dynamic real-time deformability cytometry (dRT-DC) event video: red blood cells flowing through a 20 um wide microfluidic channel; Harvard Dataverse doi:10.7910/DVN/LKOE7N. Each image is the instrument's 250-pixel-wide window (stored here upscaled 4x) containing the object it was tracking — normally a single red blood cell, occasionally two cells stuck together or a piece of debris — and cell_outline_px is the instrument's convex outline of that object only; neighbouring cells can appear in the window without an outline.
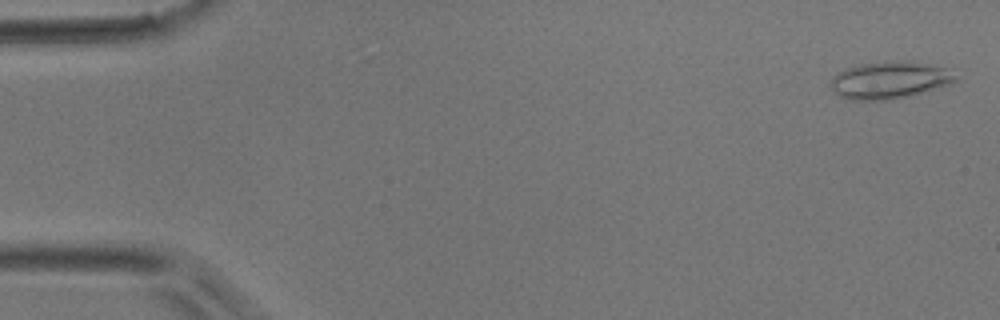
{"species": "common noctule bat (a hibernating species)", "species_latin": "Nyctalus noctula", "temperature_condition": "room temperature", "stored_images_in_passage": 20, "camera_frame_rate_fps": 3000, "um_per_image_px": 0.085, "animal": {"sex": "male", "body_mass_g": 17.9}, "frame": {"image": 1, "passage_image": 1, "time_ms": 0.0, "image_size_px": [1000, 320], "cell_outline_px": [[956, 80], [948, 84], [908, 96], [888, 100], [852, 100], [840, 96], [828, 84], [832, 76], [844, 68], [860, 64], [904, 60], [952, 68]], "centroid_in_image_um": [75.58, 6.8], "position_along_channel_um": 9.4, "area_um2": 26.99}}
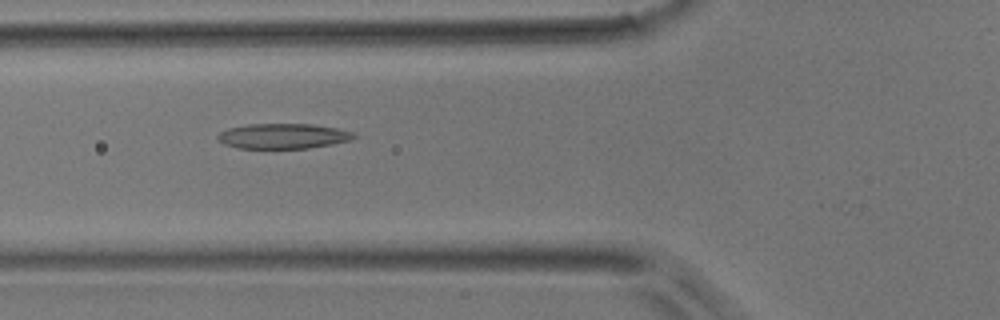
{"frame": {"image": 2, "passage_image": 17, "time_ms": 5.333, "image_size_px": [1000, 320], "cell_outline_px": [[360, 136], [348, 140], [332, 144], [308, 148], [236, 148], [224, 144], [216, 140], [216, 136], [220, 132], [228, 128], [248, 124], [312, 124], [336, 128], [352, 132]], "centroid_in_image_um": [24.02, 11.57], "position_along_channel_um": 101.8, "area_um2": 20.0}}